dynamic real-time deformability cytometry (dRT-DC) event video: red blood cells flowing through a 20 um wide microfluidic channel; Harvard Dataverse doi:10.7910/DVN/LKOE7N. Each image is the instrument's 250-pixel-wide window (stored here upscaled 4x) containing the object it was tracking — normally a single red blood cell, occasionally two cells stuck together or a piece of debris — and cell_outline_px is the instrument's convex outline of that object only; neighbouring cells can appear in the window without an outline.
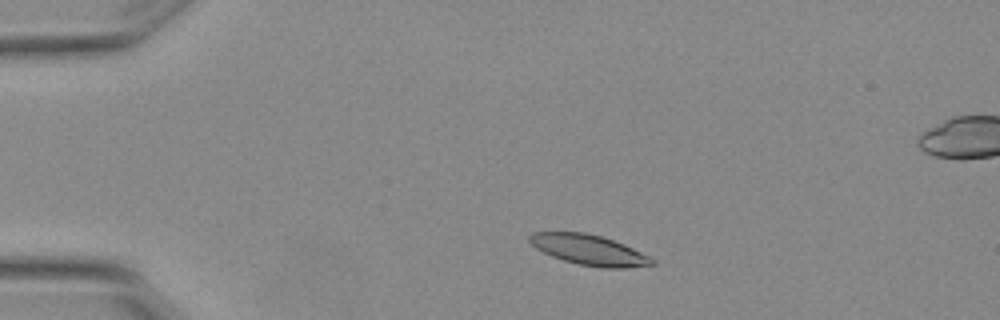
{"species": "Egyptian fruit bat (a non-hibernating species)", "species_latin": "Rousettus aegyptiacus", "temperature_condition": "warm", "stored_images_in_passage": 4, "segment_of_instrument_passage": [1, 2], "camera_frame_rate_fps": 3000, "um_per_image_px": 0.085, "animal": {"sex": "female"}, "frame": {"image": 1, "passage_image": 2, "time_ms": 0.333, "image_size_px": [1000, 320], "cell_outline_px": [[656, 264], [624, 268], [600, 268], [576, 264], [552, 256], [536, 248], [528, 240], [528, 236], [532, 232], [584, 232], [600, 236], [624, 244], [656, 260]], "centroid_in_image_um": [50.06, 21.25], "position_along_channel_um": 34.9, "area_um2": 21.56}}